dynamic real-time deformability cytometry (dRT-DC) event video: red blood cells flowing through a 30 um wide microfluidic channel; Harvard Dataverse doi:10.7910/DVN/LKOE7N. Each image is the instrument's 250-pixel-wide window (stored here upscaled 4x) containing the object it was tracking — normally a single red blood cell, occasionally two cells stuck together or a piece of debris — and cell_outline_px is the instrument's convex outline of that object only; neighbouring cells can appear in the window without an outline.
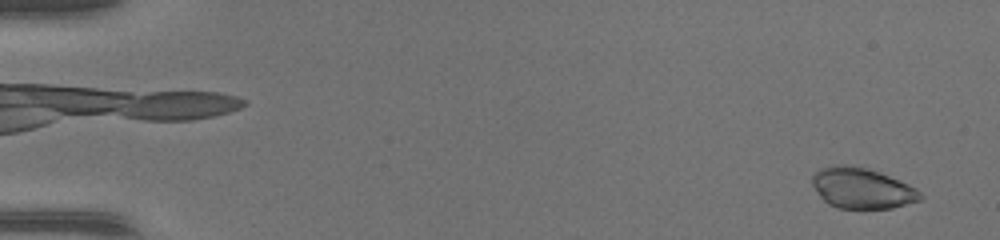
{"species": "common noctule bat (a hibernating species)", "species_latin": "Nyctalus noctula", "temperature_condition": "warm", "stored_images_in_passage": 50, "segment_of_instrument_passage": [1, 2], "camera_frame_rate_fps": 3000, "um_per_image_px": 0.085, "animal": {"sex": "female", "body_mass_g": 17.0, "forearm_length_mm": 48.0}, "frame": {"image": 1, "passage_image": 2, "time_ms": 0.333, "image_size_px": [1000, 240], "cell_outline_px": [[924, 196], [920, 200], [892, 208], [840, 208], [828, 204], [820, 196], [812, 184], [812, 176], [820, 168], [832, 164], [848, 164], [868, 168], [880, 172], [908, 184], [916, 188]], "centroid_in_image_um": [73.26, 15.98], "position_along_channel_um": 11.7, "area_um2": 25.66}}
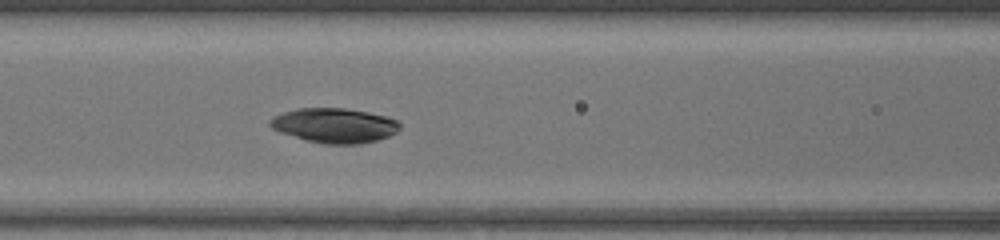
{"frame": {"image": 2, "passage_image": 22, "time_ms": 7.0, "image_size_px": [1000, 240], "cell_outline_px": [[400, 128], [396, 132], [388, 136], [376, 140], [360, 144], [324, 144], [304, 140], [280, 132], [272, 128], [268, 124], [268, 120], [284, 112], [300, 108], [344, 108], [368, 112], [388, 116], [396, 120], [400, 124]], "centroid_in_image_um": [28.43, 10.67], "position_along_channel_um": 138.2, "area_um2": 26.24}}
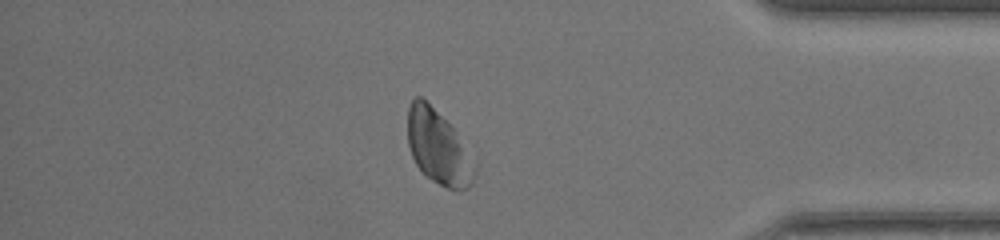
{"frame": {"image": 3, "passage_image": 42, "time_ms": 13.667, "image_size_px": [1000, 240], "cell_outline_px": [[476, 172], [472, 184], [468, 188], [460, 192], [456, 192], [424, 176], [416, 164], [412, 156], [408, 144], [408, 108], [412, 100], [416, 96], [420, 96], [452, 128], [476, 164]], "centroid_in_image_um": [37.26, 12.61], "position_along_channel_um": 397.9, "area_um2": 28.55}}